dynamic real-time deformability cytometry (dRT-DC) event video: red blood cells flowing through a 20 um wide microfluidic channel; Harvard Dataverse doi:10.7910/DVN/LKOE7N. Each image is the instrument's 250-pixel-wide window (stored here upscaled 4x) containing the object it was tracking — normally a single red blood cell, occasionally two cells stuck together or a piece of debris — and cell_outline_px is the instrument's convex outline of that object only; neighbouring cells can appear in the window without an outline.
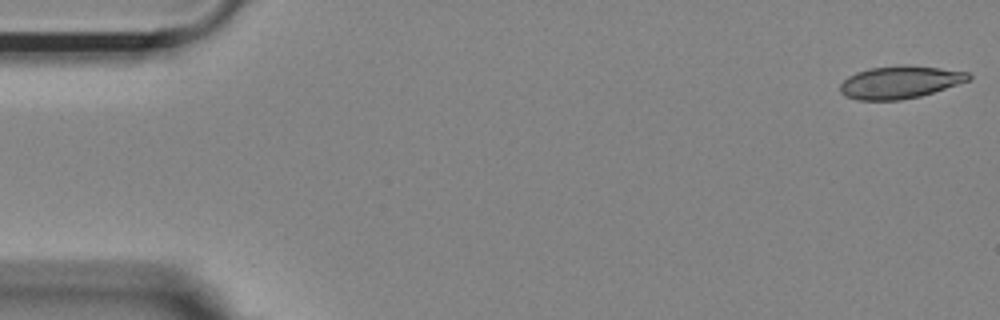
{"species": "Egyptian fruit bat (a non-hibernating species)", "species_latin": "Rousettus aegyptiacus", "temperature_condition": "room temperature", "stored_images_in_passage": 54, "camera_frame_rate_fps": 3000, "um_per_image_px": 0.085, "animal": {"sex": "female"}, "frame": {"image": 1, "passage_image": 1, "time_ms": 0.0, "image_size_px": [1000, 320], "cell_outline_px": [[972, 76], [968, 80], [920, 96], [900, 100], [856, 100], [844, 96], [840, 92], [840, 84], [848, 76], [856, 72], [868, 68], [904, 64], [908, 64], [940, 68], [968, 72]], "centroid_in_image_um": [76.43, 6.98], "position_along_channel_um": 8.6, "area_um2": 24.39}}
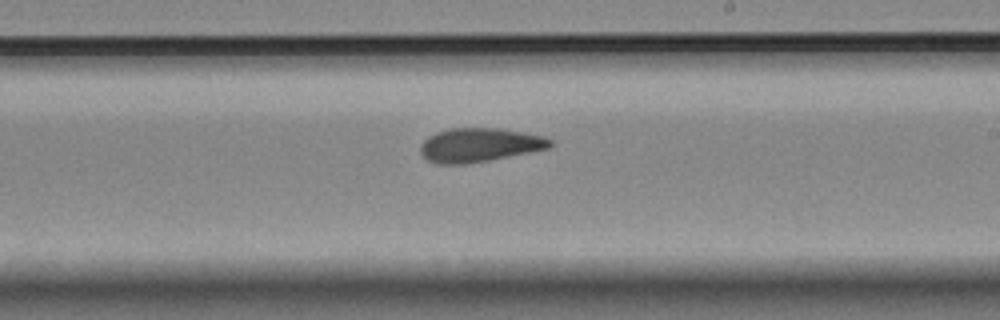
{"frame": {"image": 2, "passage_image": 31, "time_ms": 10.0, "image_size_px": [1000, 320], "cell_outline_px": [[552, 144], [548, 148], [488, 160], [464, 164], [436, 164], [428, 160], [420, 152], [420, 144], [428, 136], [436, 132], [452, 128], [500, 128], [544, 136], [552, 140]], "centroid_in_image_um": [40.71, 12.32], "position_along_channel_um": 248.3, "area_um2": 25.43}}
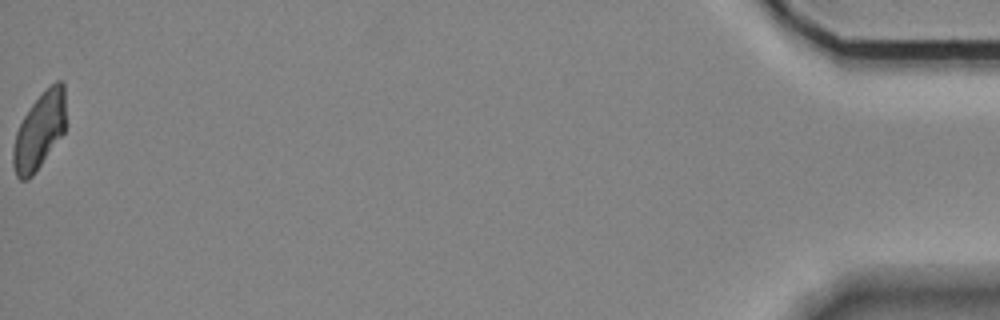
{"frame": {"image": 3, "passage_image": 54, "time_ms": 17.667, "image_size_px": [1000, 320], "cell_outline_px": [[68, 124], [64, 132], [32, 176], [28, 180], [20, 180], [16, 176], [12, 164], [12, 148], [16, 132], [24, 116], [32, 104], [56, 80], [64, 80]], "centroid_in_image_um": [3.39, 11.11], "position_along_channel_um": 431.8, "area_um2": 23.81}, "authors_computed_cell_mechanics": {"area_um2": 24.9696, "velocity_mm_per_s": 3.6732, "shape_relaxation_time_tau1_ms": null, "shape_relaxation_time_tau2_ms": 3.1712, "deformation_change_tau1": null, "deformation_change_tau2": 0.0966}}